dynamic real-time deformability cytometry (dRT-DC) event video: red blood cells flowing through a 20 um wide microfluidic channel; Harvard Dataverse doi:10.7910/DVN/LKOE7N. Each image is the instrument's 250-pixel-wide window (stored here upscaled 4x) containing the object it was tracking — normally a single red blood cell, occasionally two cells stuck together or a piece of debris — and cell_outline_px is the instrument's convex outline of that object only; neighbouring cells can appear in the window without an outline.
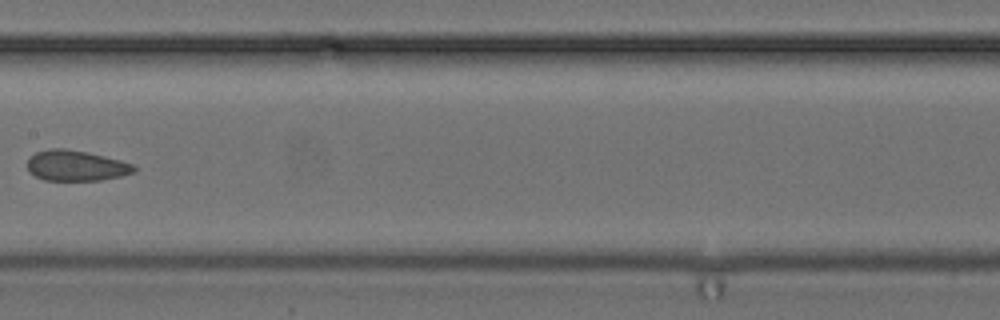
{"species": "common noctule bat (a hibernating species)", "species_latin": "Nyctalus noctula", "temperature_condition": "cold", "stored_images_in_passage": 8, "camera_frame_rate_fps": 3000, "um_per_image_px": 0.085, "animal": {"sex": "female", "body_mass_g": 24.6, "forearm_length_mm": 56.2}, "frame": {"image": 1, "passage_image": 8, "time_ms": 8.333, "image_size_px": [1000, 320], "cell_outline_px": [[136, 172], [120, 176], [100, 180], [44, 180], [28, 172], [28, 156], [36, 152], [52, 148], [64, 148], [88, 152], [120, 160], [132, 164], [136, 168]], "centroid_in_image_um": [6.44, 14.07], "position_along_channel_um": 201.0, "area_um2": 19.02}}